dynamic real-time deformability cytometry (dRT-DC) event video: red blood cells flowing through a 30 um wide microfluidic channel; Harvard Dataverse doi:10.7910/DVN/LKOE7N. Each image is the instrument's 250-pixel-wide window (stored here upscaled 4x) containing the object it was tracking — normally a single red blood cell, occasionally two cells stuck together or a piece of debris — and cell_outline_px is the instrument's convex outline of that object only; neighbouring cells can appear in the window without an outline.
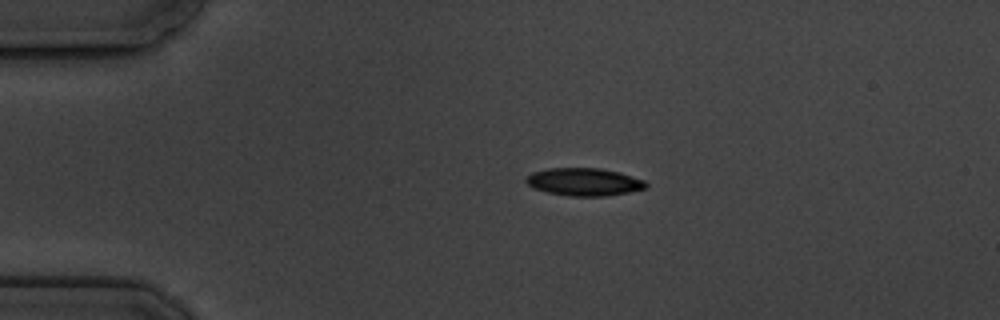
{"species": "common noctule bat (a hibernating species)", "species_latin": "Nyctalus noctula", "temperature_condition": "cold", "stored_images_in_passage": 9, "camera_frame_rate_fps": 3000, "um_per_image_px": 0.085, "animal": {"sex": "male", "body_mass_g": 19.5, "forearm_length_mm": 54.6}, "frame": {"image": 1, "passage_image": 1, "time_ms": 0.0, "image_size_px": [1000, 320], "cell_outline_px": [[648, 184], [644, 188], [628, 192], [604, 196], [572, 196], [548, 192], [532, 188], [524, 180], [532, 172], [548, 168], [600, 168], [620, 172], [644, 180]], "centroid_in_image_um": [49.63, 15.45], "position_along_channel_um": 35.4, "area_um2": 19.25}}
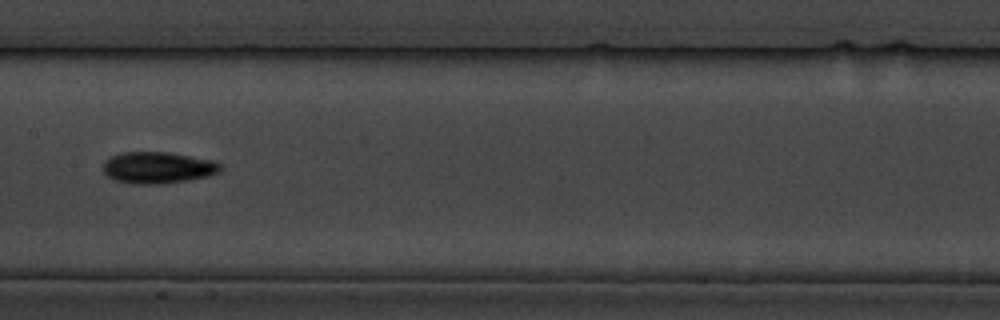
{"frame": {"image": 2, "passage_image": 6, "time_ms": 5.667, "image_size_px": [1000, 320], "cell_outline_px": [[224, 168], [220, 172], [208, 176], [188, 180], [160, 184], [132, 184], [112, 180], [104, 172], [104, 160], [112, 156], [124, 152], [168, 152], [212, 160], [220, 164]], "centroid_in_image_um": [13.42, 14.26], "position_along_channel_um": 194.0, "area_um2": 21.68}}
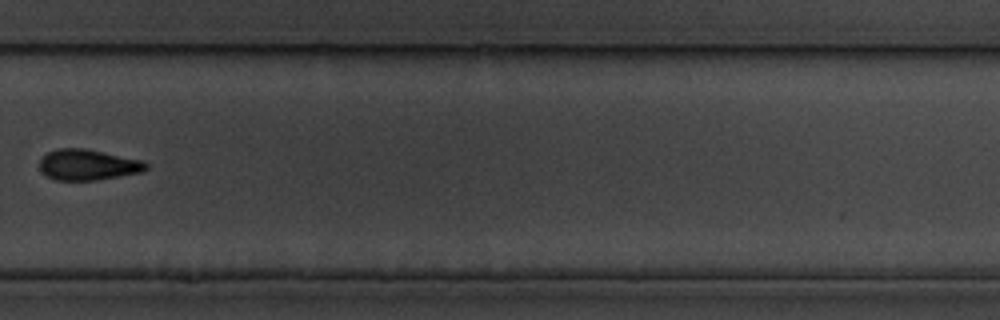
{"frame": {"image": 3, "passage_image": 9, "time_ms": 9.333, "image_size_px": [1000, 320], "cell_outline_px": [[148, 168], [144, 172], [96, 180], [56, 180], [48, 176], [40, 168], [40, 160], [48, 152], [60, 148], [84, 148], [144, 160], [148, 164]], "centroid_in_image_um": [7.53, 14.0], "position_along_channel_um": 322.3, "area_um2": 19.07}}